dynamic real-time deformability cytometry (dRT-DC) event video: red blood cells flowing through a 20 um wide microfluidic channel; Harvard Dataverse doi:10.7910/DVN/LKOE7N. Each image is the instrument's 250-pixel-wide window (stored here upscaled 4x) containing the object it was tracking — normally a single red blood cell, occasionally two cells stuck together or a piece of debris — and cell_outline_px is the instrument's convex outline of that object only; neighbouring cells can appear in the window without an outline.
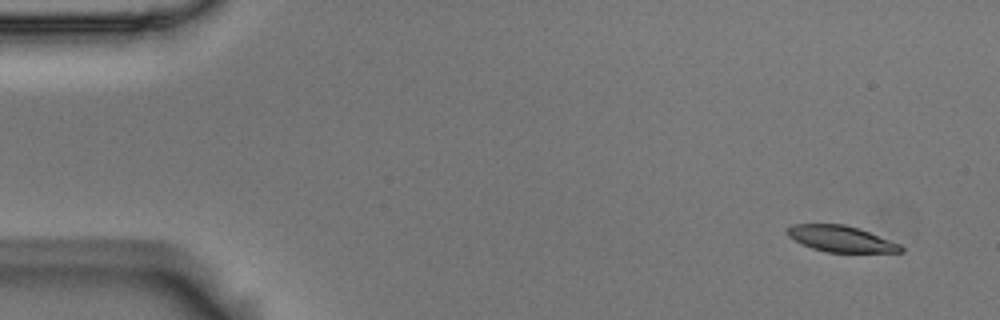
{"species": "Egyptian fruit bat (a non-hibernating species)", "species_latin": "Rousettus aegyptiacus", "temperature_condition": "room temperature", "stored_images_in_passage": 5, "segment_of_instrument_passage": [1, 2], "camera_frame_rate_fps": 3000, "um_per_image_px": 0.085, "animal": {"sex": "male"}, "frame": {"image": 1, "passage_image": 1, "time_ms": 0.0, "image_size_px": [1000, 320], "cell_outline_px": [[904, 252], [828, 252], [812, 248], [788, 236], [784, 232], [784, 228], [792, 224], [844, 224], [860, 228], [900, 244], [904, 248]], "centroid_in_image_um": [71.46, 20.28], "position_along_channel_um": 13.5, "area_um2": 17.34}}